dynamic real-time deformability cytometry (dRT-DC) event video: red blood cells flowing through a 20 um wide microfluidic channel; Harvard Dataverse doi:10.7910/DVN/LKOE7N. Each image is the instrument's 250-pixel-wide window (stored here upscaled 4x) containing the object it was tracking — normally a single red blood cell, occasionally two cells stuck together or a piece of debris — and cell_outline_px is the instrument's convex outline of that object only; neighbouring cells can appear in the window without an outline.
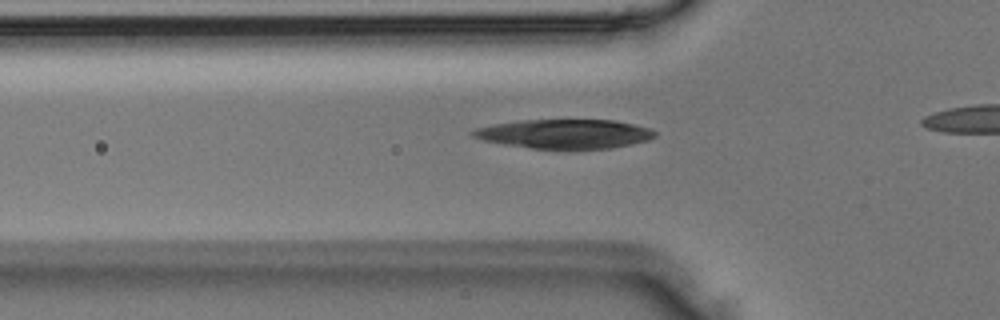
{"species": "Egyptian fruit bat (a non-hibernating species)", "species_latin": "Rousettus aegyptiacus", "temperature_condition": "room temperature", "stored_images_in_passage": 3, "camera_frame_rate_fps": 3000, "um_per_image_px": 0.085, "animal": {"sex": "male"}, "frame": {"image": 1, "passage_image": 2, "time_ms": 0.333, "image_size_px": [1000, 320], "cell_outline_px": [[656, 136], [648, 140], [632, 144], [612, 148], [532, 148], [504, 144], [484, 140], [472, 136], [468, 132], [476, 128], [492, 124], [520, 120], [616, 120], [652, 128], [656, 132]], "centroid_in_image_um": [48.01, 11.36], "position_along_channel_um": 77.8, "area_um2": 30.92}}